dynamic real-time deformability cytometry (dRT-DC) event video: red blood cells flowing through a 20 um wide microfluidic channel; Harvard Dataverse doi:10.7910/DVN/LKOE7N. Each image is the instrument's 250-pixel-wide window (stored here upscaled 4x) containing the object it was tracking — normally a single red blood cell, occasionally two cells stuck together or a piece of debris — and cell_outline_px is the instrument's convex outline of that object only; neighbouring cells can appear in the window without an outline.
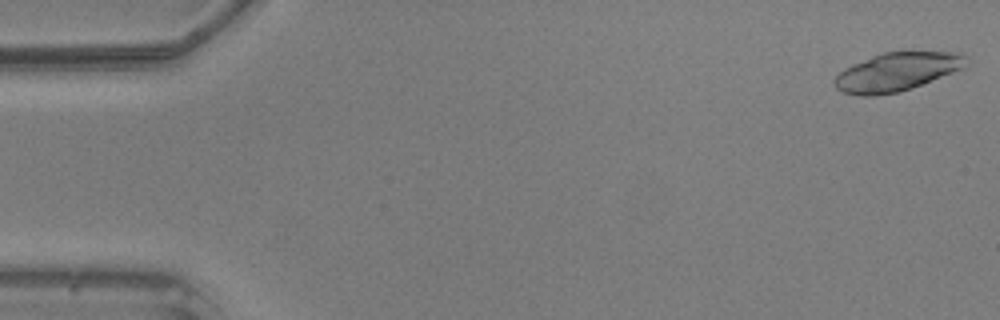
{"species": "common noctule bat (a hibernating species)", "species_latin": "Nyctalus noctula", "temperature_condition": "warm", "stored_images_in_passage": 48, "camera_frame_rate_fps": 3000, "um_per_image_px": 0.085, "animal": {"sex": "male", "body_mass_g": 20.5, "forearm_length_mm": 52.5}, "frame": {"image": 1, "passage_image": 1, "time_ms": 0.0, "image_size_px": [1000, 320], "cell_outline_px": [[968, 56], [964, 68], [900, 92], [876, 96], [860, 96], [840, 92], [832, 84], [832, 80], [844, 68], [852, 64], [872, 56], [884, 52], [964, 52]], "centroid_in_image_um": [76.2, 6.12], "position_along_channel_um": 8.8, "area_um2": 29.65}}
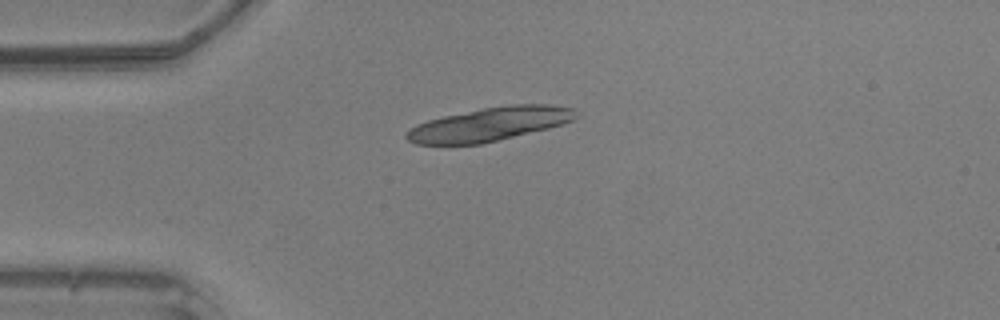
{"frame": {"image": 2, "passage_image": 12, "time_ms": 3.667, "image_size_px": [1000, 320], "cell_outline_px": [[580, 116], [572, 120], [548, 128], [480, 144], [416, 144], [408, 140], [404, 136], [416, 124], [428, 120], [444, 116], [484, 108], [512, 104], [552, 104], [572, 108]], "centroid_in_image_um": [41.63, 10.55], "position_along_channel_um": 43.4, "area_um2": 32.77}}